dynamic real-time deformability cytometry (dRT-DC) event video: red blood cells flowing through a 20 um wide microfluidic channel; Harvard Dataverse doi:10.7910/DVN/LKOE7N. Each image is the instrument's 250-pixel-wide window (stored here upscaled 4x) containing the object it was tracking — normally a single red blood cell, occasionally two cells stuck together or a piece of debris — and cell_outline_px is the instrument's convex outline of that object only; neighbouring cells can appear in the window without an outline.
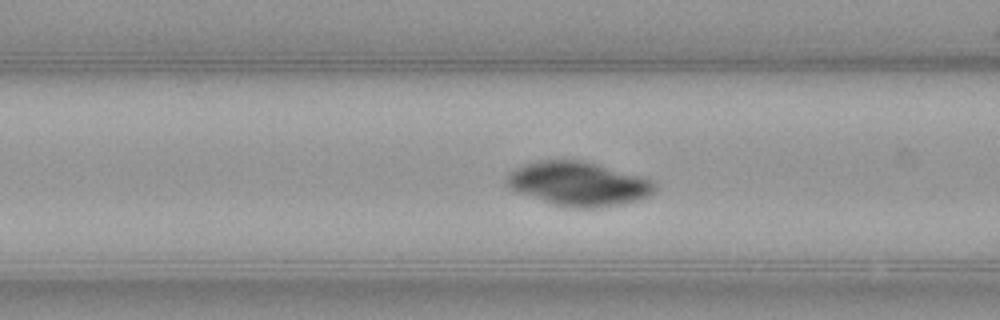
{"species": "common noctule bat (a hibernating species)", "species_latin": "Nyctalus noctula", "temperature_condition": "warm", "stored_images_in_passage": 42, "camera_frame_rate_fps": 3000, "um_per_image_px": 0.085, "animal": {"sex": "female", "body_mass_g": 21.9}, "frame": {"image": 1, "passage_image": 11, "time_ms": 3.333, "image_size_px": [1000, 320], "cell_outline_px": [[656, 188], [648, 196], [624, 204], [600, 208], [576, 208], [552, 204], [516, 192], [508, 188], [504, 184], [504, 180], [508, 172], [524, 164], [544, 160], [580, 160], [596, 164], [640, 176], [652, 180], [656, 184]], "centroid_in_image_um": [49.11, 15.64], "position_along_channel_um": 117.5, "area_um2": 38.15}}
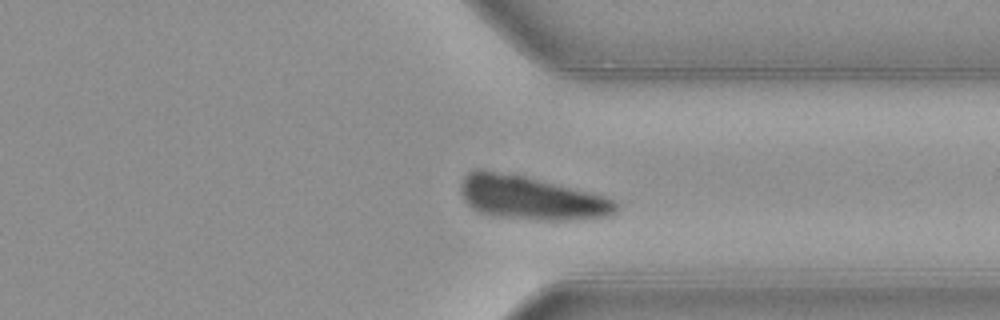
{"frame": {"image": 2, "passage_image": 30, "time_ms": 9.667, "image_size_px": [1000, 320], "cell_outline_px": [[620, 208], [612, 216], [568, 220], [552, 220], [492, 216], [480, 212], [472, 208], [464, 200], [460, 192], [460, 184], [464, 176], [468, 172], [476, 168], [484, 168], [524, 176], [604, 196], [616, 200]], "centroid_in_image_um": [45.11, 16.81], "position_along_channel_um": 366.3, "area_um2": 39.59}}
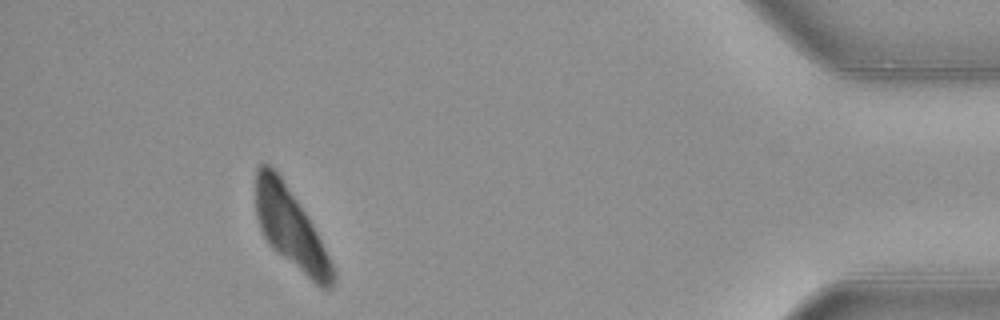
{"frame": {"image": 3, "passage_image": 38, "time_ms": 12.333, "image_size_px": [1000, 320], "cell_outline_px": [[336, 280], [332, 288], [320, 288], [272, 248], [268, 244], [260, 228], [256, 216], [256, 168], [264, 160], [280, 176], [312, 224], [336, 272]], "centroid_in_image_um": [24.69, 19.42], "position_along_channel_um": 410.5, "area_um2": 35.14}}